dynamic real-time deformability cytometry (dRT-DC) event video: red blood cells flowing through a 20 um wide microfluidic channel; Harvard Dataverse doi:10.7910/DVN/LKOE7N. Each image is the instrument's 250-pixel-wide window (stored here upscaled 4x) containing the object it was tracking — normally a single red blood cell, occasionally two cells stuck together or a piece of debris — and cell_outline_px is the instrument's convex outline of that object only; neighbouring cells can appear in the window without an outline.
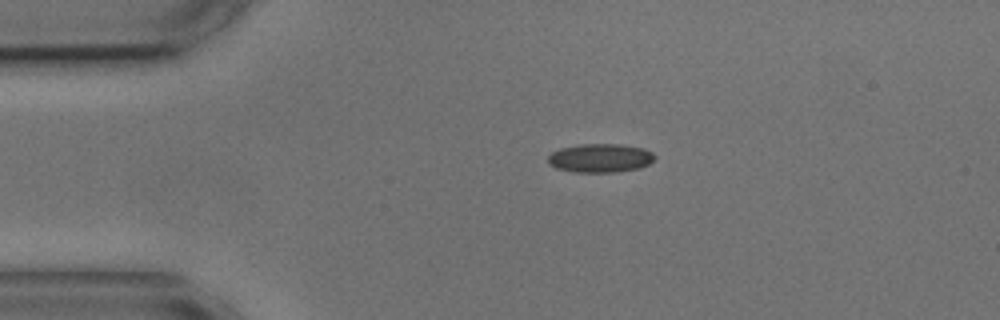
{"species": "common noctule bat (a hibernating species)", "species_latin": "Nyctalus noctula", "temperature_condition": "cold", "stored_images_in_passage": 1, "camera_frame_rate_fps": 3000, "um_per_image_px": 0.085, "animal": {"sex": "male", "body_mass_g": 17.9, "forearm_length_mm": 54.2}, "frame": {"image": 1, "passage_image": 1, "time_ms": 0.0, "image_size_px": [1000, 320], "cell_outline_px": [[656, 156], [648, 164], [636, 168], [612, 172], [576, 172], [556, 168], [548, 164], [548, 156], [552, 152], [560, 148], [580, 144], [620, 144], [644, 148], [652, 152]], "centroid_in_image_um": [50.99, 13.42], "position_along_channel_um": 34.0, "area_um2": 17.74}}